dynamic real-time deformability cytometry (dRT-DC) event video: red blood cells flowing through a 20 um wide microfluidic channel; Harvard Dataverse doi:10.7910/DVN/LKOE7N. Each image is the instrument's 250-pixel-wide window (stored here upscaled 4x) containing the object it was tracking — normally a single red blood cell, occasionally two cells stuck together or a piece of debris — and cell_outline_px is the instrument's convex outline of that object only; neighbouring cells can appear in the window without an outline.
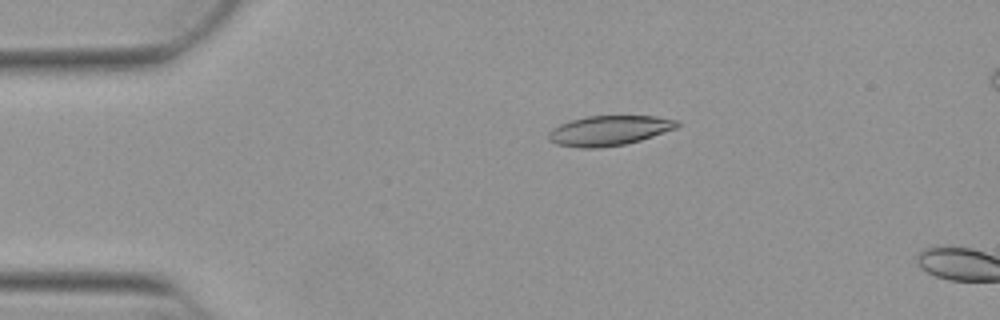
{"species": "Egyptian fruit bat (a non-hibernating species)", "species_latin": "Rousettus aegyptiacus", "temperature_condition": "warm", "stored_images_in_passage": 13, "camera_frame_rate_fps": 3000, "um_per_image_px": 0.085, "animal": {"sex": "female"}, "frame": {"image": 1, "passage_image": 11, "time_ms": 3.333, "image_size_px": [1000, 320], "cell_outline_px": [[680, 124], [676, 128], [640, 140], [624, 144], [600, 148], [580, 148], [556, 144], [548, 140], [548, 132], [552, 128], [560, 124], [572, 120], [588, 116], [656, 116], [676, 120]], "centroid_in_image_um": [51.74, 11.1], "position_along_channel_um": 33.3, "area_um2": 22.31}}